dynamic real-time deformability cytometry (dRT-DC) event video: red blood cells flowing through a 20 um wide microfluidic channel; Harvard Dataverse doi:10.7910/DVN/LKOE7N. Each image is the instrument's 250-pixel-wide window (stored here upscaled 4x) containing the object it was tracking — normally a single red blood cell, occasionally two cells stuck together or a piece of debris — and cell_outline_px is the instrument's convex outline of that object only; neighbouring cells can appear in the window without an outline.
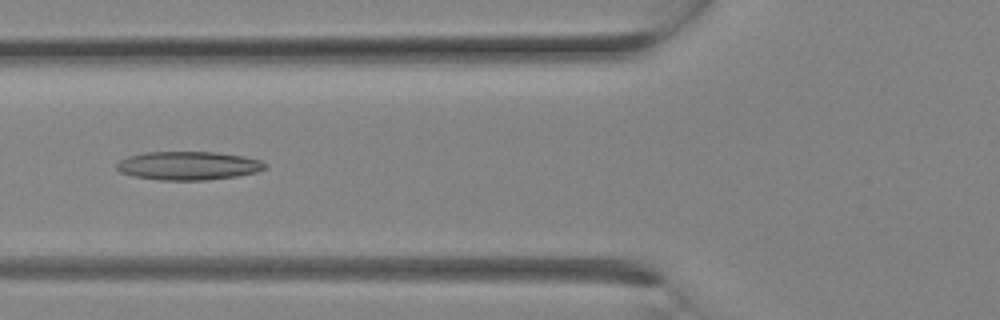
{"species": "Egyptian fruit bat (a non-hibernating species)", "species_latin": "Rousettus aegyptiacus", "temperature_condition": "room temperature", "stored_images_in_passage": 9, "camera_frame_rate_fps": 3000, "um_per_image_px": 0.085, "animal": {"sex": "female"}, "frame": {"image": 1, "passage_image": 8, "time_ms": 2.333, "image_size_px": [1000, 320], "cell_outline_px": [[268, 168], [256, 172], [236, 176], [208, 180], [160, 180], [136, 176], [120, 172], [116, 168], [116, 164], [120, 160], [128, 156], [144, 152], [216, 152], [244, 156], [260, 160], [268, 164]], "centroid_in_image_um": [16.04, 14.08], "position_along_channel_um": 109.8, "area_um2": 24.74}}